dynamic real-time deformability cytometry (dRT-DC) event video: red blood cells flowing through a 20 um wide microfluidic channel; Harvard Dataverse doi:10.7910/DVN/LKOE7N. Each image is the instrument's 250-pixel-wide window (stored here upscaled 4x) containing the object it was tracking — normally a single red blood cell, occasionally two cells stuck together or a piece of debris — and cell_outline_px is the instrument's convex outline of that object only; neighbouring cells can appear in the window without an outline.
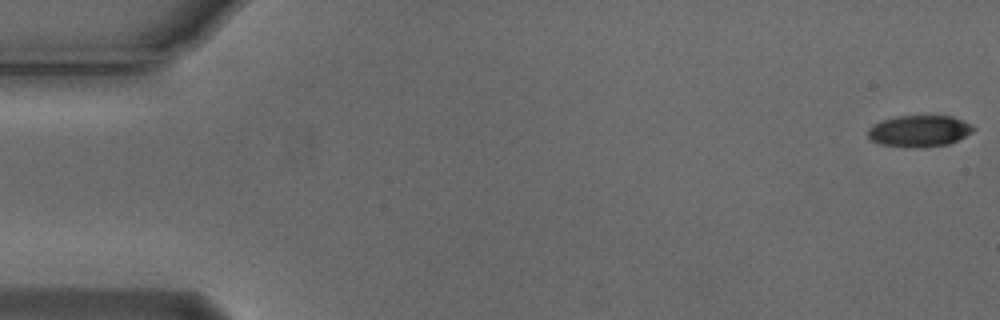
{"species": "Egyptian fruit bat (a non-hibernating species)", "species_latin": "Rousettus aegyptiacus", "temperature_condition": "cold", "stored_images_in_passage": 55, "camera_frame_rate_fps": 3000, "um_per_image_px": 0.085, "animal": {"sex": "male"}, "frame": {"image": 1, "passage_image": 1, "time_ms": 0.0, "image_size_px": [1000, 320], "cell_outline_px": [[976, 128], [972, 132], [948, 144], [880, 144], [872, 140], [868, 136], [868, 128], [872, 124], [880, 120], [896, 116], [952, 116]], "centroid_in_image_um": [78.1, 11.06], "position_along_channel_um": 6.9, "area_um2": 18.21}}
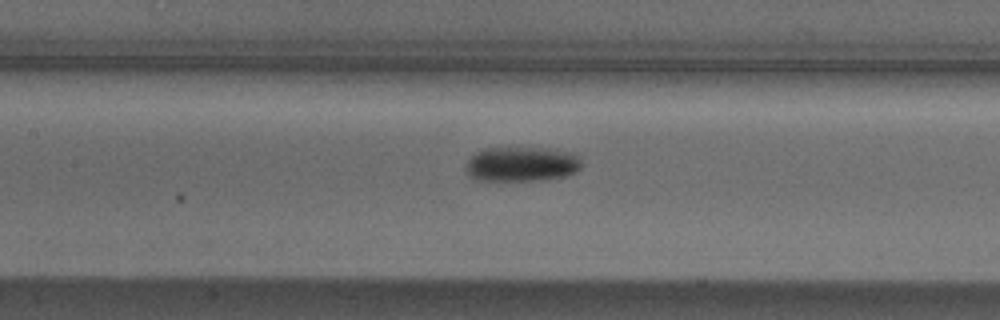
{"frame": {"image": 2, "passage_image": 25, "time_ms": 8.0, "image_size_px": [1000, 320], "cell_outline_px": [[580, 168], [576, 172], [568, 176], [544, 180], [476, 180], [468, 176], [468, 160], [476, 152], [484, 148], [544, 148], [572, 152], [580, 156]], "centroid_in_image_um": [44.38, 13.95], "position_along_channel_um": 163.0, "area_um2": 23.47}}
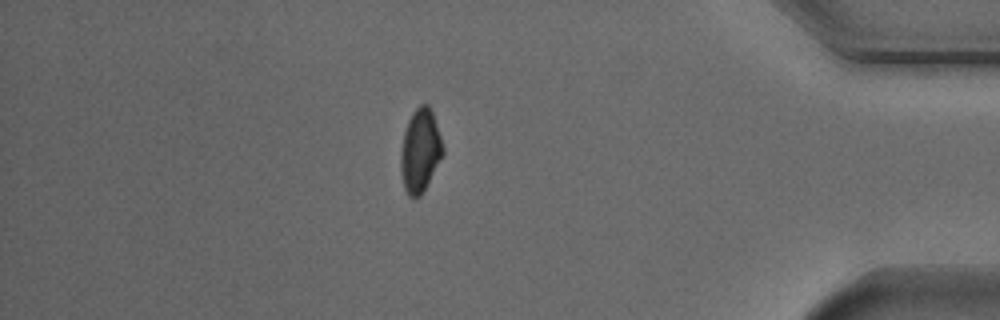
{"frame": {"image": 3, "passage_image": 47, "time_ms": 15.333, "image_size_px": [1000, 320], "cell_outline_px": [[444, 152], [420, 196], [408, 196], [404, 188], [400, 168], [400, 152], [404, 132], [408, 120], [412, 112], [420, 104], [428, 104], [432, 112], [444, 148]], "centroid_in_image_um": [35.69, 12.78], "position_along_channel_um": 399.5, "area_um2": 20.11}, "authors_computed_cell_mechanics": {"area_um2": 20.9236, "velocity_mm_per_s": 3.7801, "shape_relaxation_time_tau1_ms": 2.6263, "shape_relaxation_time_tau2_ms": null, "deformation_change_tau1": 0.1079, "deformation_change_tau2": null}}